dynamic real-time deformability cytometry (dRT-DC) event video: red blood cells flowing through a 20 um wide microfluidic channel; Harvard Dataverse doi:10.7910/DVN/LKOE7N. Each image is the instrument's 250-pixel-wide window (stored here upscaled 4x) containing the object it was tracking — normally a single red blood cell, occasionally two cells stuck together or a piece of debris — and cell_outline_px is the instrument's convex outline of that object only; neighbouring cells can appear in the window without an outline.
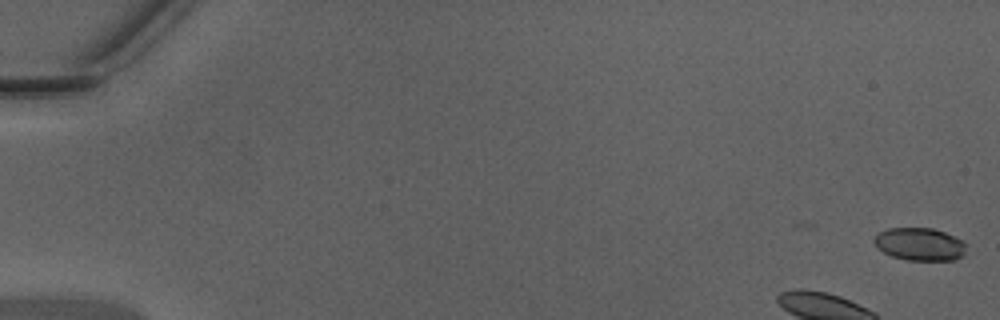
{"species": "Egyptian fruit bat (a non-hibernating species)", "species_latin": "Rousettus aegyptiacus", "temperature_condition": "warm", "stored_images_in_passage": 29, "camera_frame_rate_fps": 3000, "um_per_image_px": 0.085, "animal": {"sex": "male"}, "frame": {"image": 1, "passage_image": 1, "time_ms": 0.0, "image_size_px": [1000, 320], "cell_outline_px": [[964, 256], [956, 260], [908, 260], [892, 256], [876, 248], [872, 240], [880, 232], [888, 228], [932, 228], [944, 232], [960, 240], [964, 244]], "centroid_in_image_um": [78.14, 20.76], "position_along_channel_um": 6.9, "area_um2": 17.46}}
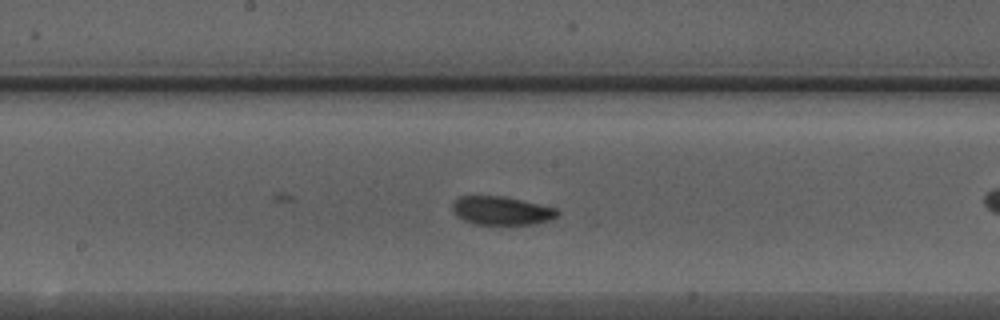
{"frame": {"image": 2, "passage_image": 24, "time_ms": 7.667, "image_size_px": [1000, 320], "cell_outline_px": [[560, 212], [556, 216], [548, 220], [532, 224], [472, 224], [456, 216], [452, 208], [452, 204], [460, 196], [504, 196], [540, 204], [556, 208]], "centroid_in_image_um": [42.61, 17.9], "position_along_channel_um": 205.6, "area_um2": 17.34}}